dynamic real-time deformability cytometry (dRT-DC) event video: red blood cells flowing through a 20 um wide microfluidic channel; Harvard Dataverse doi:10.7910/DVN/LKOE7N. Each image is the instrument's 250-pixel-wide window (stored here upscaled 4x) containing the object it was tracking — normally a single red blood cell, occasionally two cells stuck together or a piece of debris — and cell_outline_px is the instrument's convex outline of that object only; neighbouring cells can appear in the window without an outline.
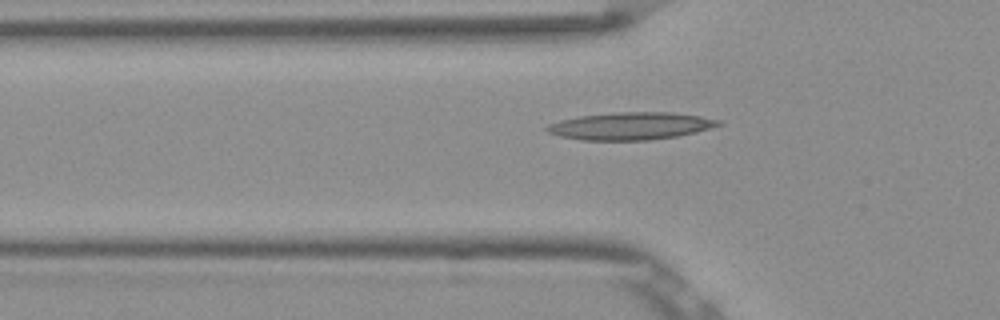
{"species": "Egyptian fruit bat (a non-hibernating species)", "species_latin": "Rousettus aegyptiacus", "temperature_condition": "room temperature", "stored_images_in_passage": 44, "camera_frame_rate_fps": 3000, "um_per_image_px": 0.085, "frame": {"image": 1, "passage_image": 14, "time_ms": 4.333, "image_size_px": [1000, 320], "cell_outline_px": [[724, 124], [696, 132], [676, 136], [648, 140], [580, 140], [560, 136], [548, 132], [544, 128], [548, 124], [560, 120], [576, 116], [620, 112], [672, 112], [700, 116], [720, 120]], "centroid_in_image_um": [53.59, 10.7], "position_along_channel_um": 72.2, "area_um2": 27.46}}
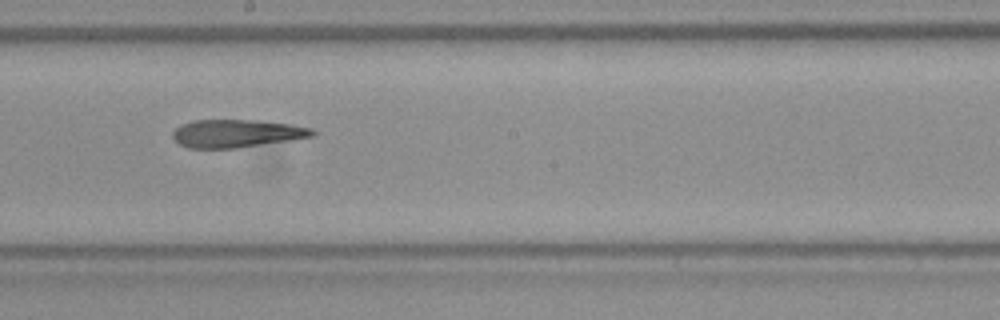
{"frame": {"image": 2, "passage_image": 26, "time_ms": 8.333, "image_size_px": [1000, 320], "cell_outline_px": [[316, 136], [236, 148], [188, 148], [180, 144], [172, 136], [172, 132], [180, 124], [192, 120], [260, 120], [288, 124], [312, 128], [316, 132]], "centroid_in_image_um": [20.1, 11.33], "position_along_channel_um": 228.1, "area_um2": 22.72}}
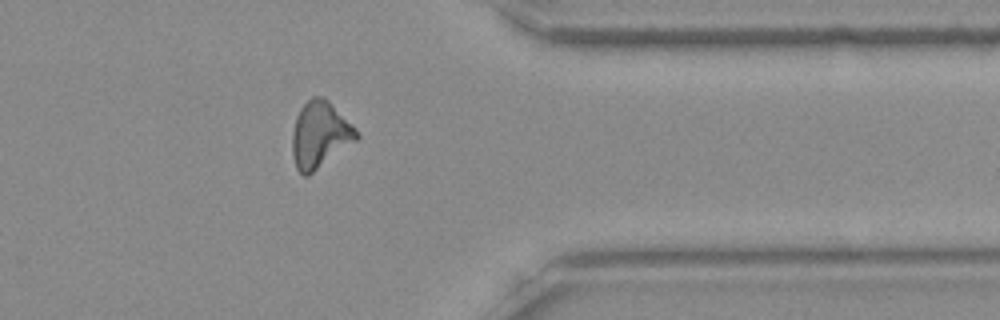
{"frame": {"image": 3, "passage_image": 39, "time_ms": 12.667, "image_size_px": [1000, 320], "cell_outline_px": [[360, 136], [356, 140], [308, 176], [304, 176], [296, 168], [292, 156], [292, 132], [296, 116], [300, 108], [312, 96], [324, 96], [356, 128]], "centroid_in_image_um": [27.17, 11.44], "position_along_channel_um": 384.2, "area_um2": 24.8}, "authors_computed_cell_mechanics": {"area_um2": 24.0159, "velocity_mm_per_s": 3.8713, "shape_relaxation_time_tau1_ms": null, "shape_relaxation_time_tau2_ms": 5.6314, "deformation_change_tau1": null, "deformation_change_tau2": 0.1797}}